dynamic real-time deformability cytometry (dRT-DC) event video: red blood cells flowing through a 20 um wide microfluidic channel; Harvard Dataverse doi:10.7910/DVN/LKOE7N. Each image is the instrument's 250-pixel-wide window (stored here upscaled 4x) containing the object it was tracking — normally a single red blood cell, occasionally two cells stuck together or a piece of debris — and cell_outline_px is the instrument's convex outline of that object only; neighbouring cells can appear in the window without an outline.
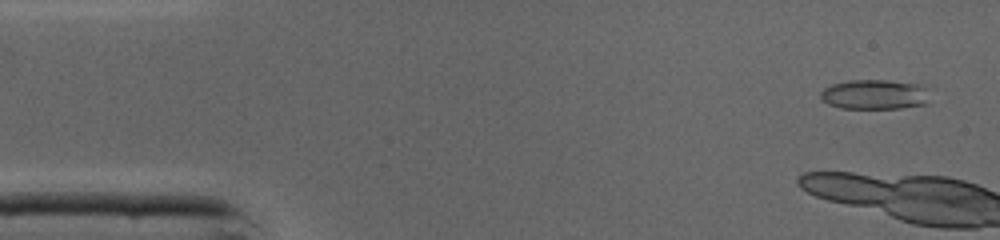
{"species": "common noctule bat (a hibernating species)", "species_latin": "Nyctalus noctula", "temperature_condition": "cold", "stored_images_in_passage": 4, "camera_frame_rate_fps": 3000, "um_per_image_px": 0.085, "animal": {"sex": "male", "body_mass_g": 19.0, "forearm_length_mm": 50.8}, "frame": {"image": 1, "passage_image": 2, "time_ms": 0.333, "image_size_px": [1000, 240], "cell_outline_px": [[928, 104], [900, 108], [840, 108], [828, 104], [820, 96], [820, 92], [824, 88], [832, 84], [848, 80], [888, 80], [920, 84], [924, 88]], "centroid_in_image_um": [74.31, 8.02], "position_along_channel_um": 10.7, "area_um2": 18.84}}